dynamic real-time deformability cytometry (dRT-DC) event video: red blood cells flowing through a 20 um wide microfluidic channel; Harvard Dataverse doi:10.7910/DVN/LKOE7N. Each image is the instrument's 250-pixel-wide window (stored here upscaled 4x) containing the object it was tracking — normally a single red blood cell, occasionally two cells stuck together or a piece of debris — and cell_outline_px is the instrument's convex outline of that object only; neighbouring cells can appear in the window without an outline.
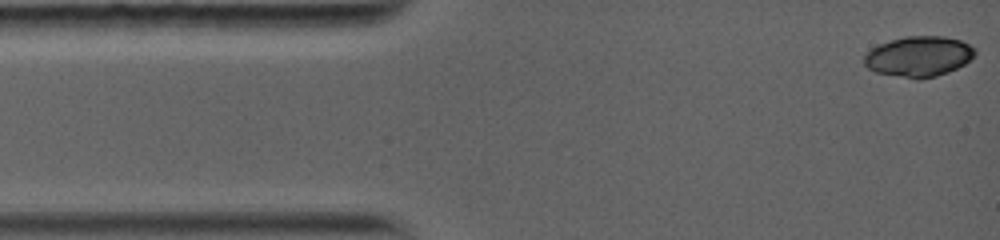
{"species": "common noctule bat (a hibernating species)", "species_latin": "Nyctalus noctula", "temperature_condition": "warm", "stored_images_in_passage": 6, "camera_frame_rate_fps": 5000, "um_per_image_px": 0.085, "animal": {"sex": "female", "body_mass_g": 19.0, "forearm_length_mm": 56.7}, "frame": {"image": 1, "passage_image": 1, "time_ms": 0.0, "image_size_px": [1000, 240], "cell_outline_px": [[976, 52], [964, 64], [948, 72], [936, 76], [920, 80], [916, 80], [876, 72], [868, 68], [864, 64], [864, 56], [872, 48], [880, 44], [904, 36], [944, 36], [960, 40], [976, 48]], "centroid_in_image_um": [78.09, 4.81], "position_along_channel_um": 6.9, "area_um2": 26.07}}
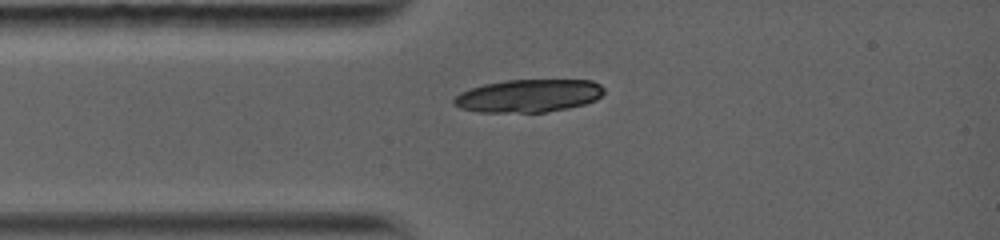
{"frame": {"image": 2, "passage_image": 6, "time_ms": 2.6, "image_size_px": [1000, 240], "cell_outline_px": [[604, 92], [596, 100], [584, 104], [568, 108], [544, 112], [476, 112], [460, 108], [452, 104], [452, 100], [460, 92], [484, 84], [508, 80], [592, 80], [600, 84], [604, 88]], "centroid_in_image_um": [44.92, 8.14], "position_along_channel_um": 40.1, "area_um2": 28.78}}